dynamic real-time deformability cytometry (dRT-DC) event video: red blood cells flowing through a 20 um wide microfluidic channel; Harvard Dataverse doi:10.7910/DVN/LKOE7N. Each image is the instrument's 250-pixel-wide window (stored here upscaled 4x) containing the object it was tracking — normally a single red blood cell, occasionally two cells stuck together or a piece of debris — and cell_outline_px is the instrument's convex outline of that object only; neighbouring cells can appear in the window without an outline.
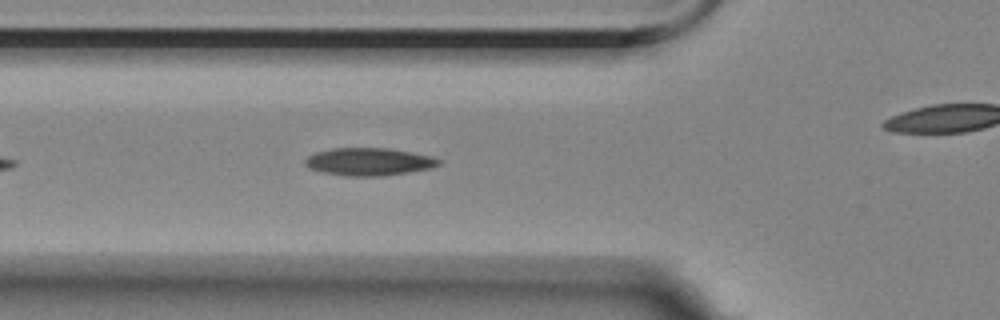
{"species": "Egyptian fruit bat (a non-hibernating species)", "species_latin": "Rousettus aegyptiacus", "temperature_condition": "room temperature", "stored_images_in_passage": 4, "segment_of_instrument_passage": [1, 2], "camera_frame_rate_fps": 3000, "um_per_image_px": 0.085, "animal": {"sex": "female"}, "frame": {"image": 1, "passage_image": 3, "time_ms": 2.333, "image_size_px": [1000, 320], "cell_outline_px": [[444, 160], [440, 164], [428, 168], [408, 172], [380, 176], [348, 176], [320, 172], [308, 168], [304, 164], [304, 160], [308, 156], [316, 152], [332, 148], [388, 148], [412, 152], [432, 156]], "centroid_in_image_um": [31.34, 13.74], "position_along_channel_um": 94.5, "area_um2": 21.62}}